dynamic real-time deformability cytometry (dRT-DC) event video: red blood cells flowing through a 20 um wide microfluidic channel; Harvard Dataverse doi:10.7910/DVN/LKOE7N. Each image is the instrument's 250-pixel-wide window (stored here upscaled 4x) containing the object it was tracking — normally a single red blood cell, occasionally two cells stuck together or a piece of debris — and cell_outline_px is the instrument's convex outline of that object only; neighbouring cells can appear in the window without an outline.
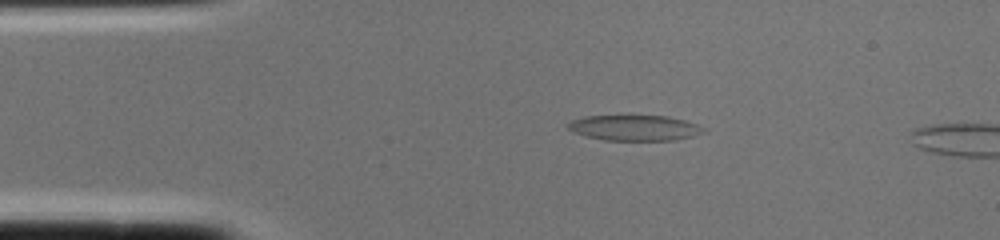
{"species": "common noctule bat (a hibernating species)", "species_latin": "Nyctalus noctula", "temperature_condition": "cold", "stored_images_in_passage": 2, "camera_frame_rate_fps": 3000, "um_per_image_px": 0.085, "animal": {"sex": "female", "body_mass_g": 22.0, "forearm_length_mm": 56.7}, "frame": {"image": 1, "passage_image": 1, "time_ms": 0.0, "image_size_px": [1000, 240], "cell_outline_px": [[708, 132], [696, 136], [676, 140], [604, 140], [588, 136], [576, 132], [568, 128], [568, 124], [572, 120], [584, 116], [668, 116], [684, 120], [708, 128]], "centroid_in_image_um": [54.06, 10.87], "position_along_channel_um": 30.9, "area_um2": 20.17}}